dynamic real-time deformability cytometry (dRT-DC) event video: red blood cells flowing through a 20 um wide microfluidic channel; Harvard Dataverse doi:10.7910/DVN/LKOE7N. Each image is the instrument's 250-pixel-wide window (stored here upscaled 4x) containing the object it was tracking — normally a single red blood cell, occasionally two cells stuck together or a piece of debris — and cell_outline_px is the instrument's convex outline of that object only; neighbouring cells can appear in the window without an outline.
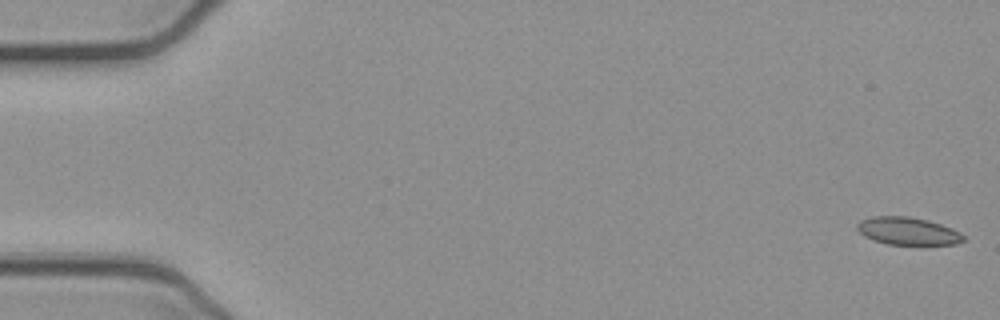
{"species": "common noctule bat (a hibernating species)", "species_latin": "Nyctalus noctula", "temperature_condition": "cold", "stored_images_in_passage": 52, "camera_frame_rate_fps": 3000, "um_per_image_px": 0.085, "animal": {"sex": "female", "body_mass_g": 21.9}, "frame": {"image": 1, "passage_image": 1, "time_ms": 0.0, "image_size_px": [1000, 320], "cell_outline_px": [[968, 240], [956, 244], [888, 244], [872, 240], [864, 236], [856, 228], [856, 224], [860, 220], [872, 216], [908, 216], [928, 220], [952, 228], [960, 232]], "centroid_in_image_um": [77.16, 19.63], "position_along_channel_um": 7.8, "area_um2": 17.22}}
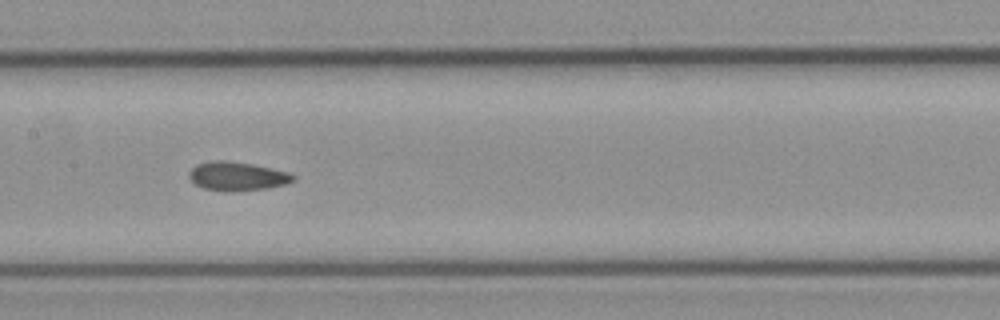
{"frame": {"image": 2, "passage_image": 26, "time_ms": 8.333, "image_size_px": [1000, 320], "cell_outline_px": [[296, 180], [284, 184], [268, 188], [228, 192], [224, 192], [204, 188], [196, 184], [188, 176], [188, 172], [196, 164], [212, 160], [228, 160], [252, 164], [288, 172], [296, 176]], "centroid_in_image_um": [20.15, 14.97], "position_along_channel_um": 187.3, "area_um2": 17.57}}
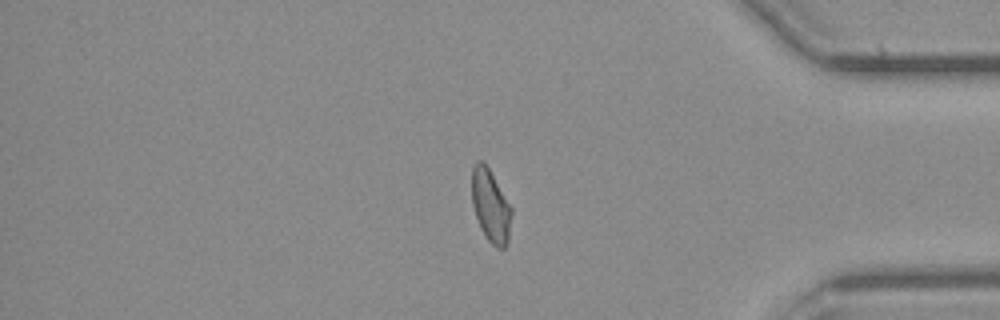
{"frame": {"image": 3, "passage_image": 44, "time_ms": 14.333, "image_size_px": [1000, 320], "cell_outline_px": [[512, 212], [508, 244], [504, 248], [496, 248], [488, 240], [480, 228], [472, 204], [472, 164], [476, 160], [484, 160], [512, 208]], "centroid_in_image_um": [41.7, 17.48], "position_along_channel_um": 393.5, "area_um2": 16.99}, "authors_computed_cell_mechanics": {"area_um2": 17.2822, "velocity_mm_per_s": 3.8971, "shape_relaxation_time_tau1_ms": 7.9417, "shape_relaxation_time_tau2_ms": 1.464, "deformation_change_tau1": 0.1542, "deformation_change_tau2": 0.0669}}